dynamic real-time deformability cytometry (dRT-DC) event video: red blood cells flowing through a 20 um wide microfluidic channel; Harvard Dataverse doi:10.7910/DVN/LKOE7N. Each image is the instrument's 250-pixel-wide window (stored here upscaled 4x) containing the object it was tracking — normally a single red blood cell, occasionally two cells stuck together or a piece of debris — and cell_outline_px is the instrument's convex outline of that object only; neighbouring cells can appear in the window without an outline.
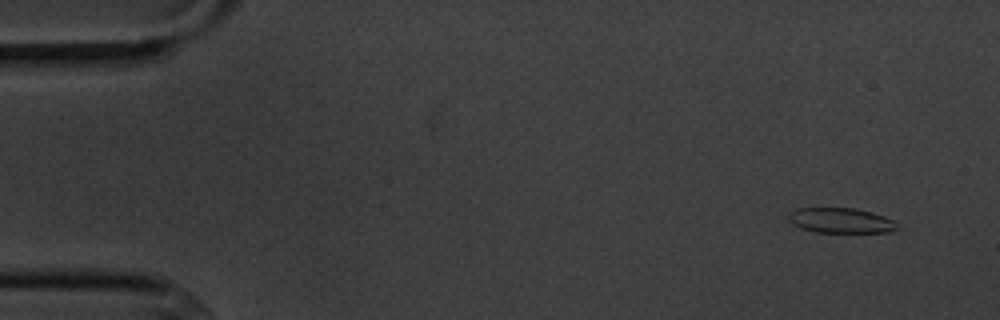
{"species": "common noctule bat (a hibernating species)", "species_latin": "Nyctalus noctula", "temperature_condition": "cold", "stored_images_in_passage": 6, "camera_frame_rate_fps": 3000, "um_per_image_px": 0.085, "animal": {"sex": "male", "body_mass_g": 20.1, "forearm_length_mm": 53.5}, "frame": {"image": 1, "passage_image": 1, "time_ms": 0.0, "image_size_px": [1000, 320], "cell_outline_px": [[900, 228], [888, 232], [816, 232], [800, 228], [792, 224], [788, 220], [788, 216], [796, 208], [856, 208], [872, 212], [884, 216], [892, 220]], "centroid_in_image_um": [71.46, 18.74], "position_along_channel_um": 13.5, "area_um2": 15.9}}
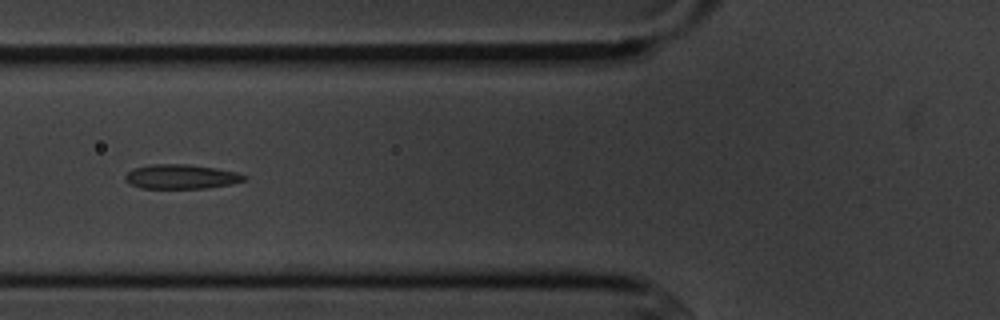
{"frame": {"image": 2, "passage_image": 6, "time_ms": 5.667, "image_size_px": [1000, 320], "cell_outline_px": [[248, 176], [244, 180], [232, 184], [208, 188], [140, 188], [124, 180], [124, 176], [132, 168], [148, 164], [188, 164], [216, 168], [236, 172]], "centroid_in_image_um": [15.38, 15.01], "position_along_channel_um": 110.4, "area_um2": 17.05}}